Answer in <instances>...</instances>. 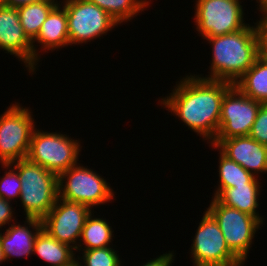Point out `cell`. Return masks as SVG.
<instances>
[{"label":"cell","mask_w":267,"mask_h":266,"mask_svg":"<svg viewBox=\"0 0 267 266\" xmlns=\"http://www.w3.org/2000/svg\"><path fill=\"white\" fill-rule=\"evenodd\" d=\"M10 204V201L0 197V228L6 223L9 225L10 221H14L12 220L14 211H12Z\"/></svg>","instance_id":"cell-28"},{"label":"cell","mask_w":267,"mask_h":266,"mask_svg":"<svg viewBox=\"0 0 267 266\" xmlns=\"http://www.w3.org/2000/svg\"><path fill=\"white\" fill-rule=\"evenodd\" d=\"M39 1H42V0H6L4 4L12 8H19L21 6L39 2Z\"/></svg>","instance_id":"cell-30"},{"label":"cell","mask_w":267,"mask_h":266,"mask_svg":"<svg viewBox=\"0 0 267 266\" xmlns=\"http://www.w3.org/2000/svg\"><path fill=\"white\" fill-rule=\"evenodd\" d=\"M73 250L72 247L60 243L42 228L35 238L33 253L51 266H70L77 259Z\"/></svg>","instance_id":"cell-18"},{"label":"cell","mask_w":267,"mask_h":266,"mask_svg":"<svg viewBox=\"0 0 267 266\" xmlns=\"http://www.w3.org/2000/svg\"><path fill=\"white\" fill-rule=\"evenodd\" d=\"M91 209L81 203L69 202L58 197L55 205L42 219L43 229L60 243L77 251L82 229Z\"/></svg>","instance_id":"cell-12"},{"label":"cell","mask_w":267,"mask_h":266,"mask_svg":"<svg viewBox=\"0 0 267 266\" xmlns=\"http://www.w3.org/2000/svg\"><path fill=\"white\" fill-rule=\"evenodd\" d=\"M80 149L79 141L69 135L34 128L26 158L59 176L78 164Z\"/></svg>","instance_id":"cell-4"},{"label":"cell","mask_w":267,"mask_h":266,"mask_svg":"<svg viewBox=\"0 0 267 266\" xmlns=\"http://www.w3.org/2000/svg\"><path fill=\"white\" fill-rule=\"evenodd\" d=\"M102 10L106 11L119 25L130 21L145 7L149 6L146 0H89ZM127 20V21H126Z\"/></svg>","instance_id":"cell-23"},{"label":"cell","mask_w":267,"mask_h":266,"mask_svg":"<svg viewBox=\"0 0 267 266\" xmlns=\"http://www.w3.org/2000/svg\"><path fill=\"white\" fill-rule=\"evenodd\" d=\"M174 255L172 252L165 253L163 255L158 256L155 259L149 260L147 263L142 266H171L174 261Z\"/></svg>","instance_id":"cell-29"},{"label":"cell","mask_w":267,"mask_h":266,"mask_svg":"<svg viewBox=\"0 0 267 266\" xmlns=\"http://www.w3.org/2000/svg\"><path fill=\"white\" fill-rule=\"evenodd\" d=\"M58 3L48 14L41 30L32 43L43 45V51L55 50L69 45L68 20L65 7ZM46 48V49H45Z\"/></svg>","instance_id":"cell-16"},{"label":"cell","mask_w":267,"mask_h":266,"mask_svg":"<svg viewBox=\"0 0 267 266\" xmlns=\"http://www.w3.org/2000/svg\"><path fill=\"white\" fill-rule=\"evenodd\" d=\"M70 266H80V264L78 263V260H76L73 264H71Z\"/></svg>","instance_id":"cell-33"},{"label":"cell","mask_w":267,"mask_h":266,"mask_svg":"<svg viewBox=\"0 0 267 266\" xmlns=\"http://www.w3.org/2000/svg\"><path fill=\"white\" fill-rule=\"evenodd\" d=\"M65 3V4H64ZM68 20L69 45L100 38L118 23L89 0H64Z\"/></svg>","instance_id":"cell-11"},{"label":"cell","mask_w":267,"mask_h":266,"mask_svg":"<svg viewBox=\"0 0 267 266\" xmlns=\"http://www.w3.org/2000/svg\"><path fill=\"white\" fill-rule=\"evenodd\" d=\"M34 45L24 33L17 8L0 3V49L16 56L32 73L40 59Z\"/></svg>","instance_id":"cell-13"},{"label":"cell","mask_w":267,"mask_h":266,"mask_svg":"<svg viewBox=\"0 0 267 266\" xmlns=\"http://www.w3.org/2000/svg\"><path fill=\"white\" fill-rule=\"evenodd\" d=\"M219 185L213 196L217 198L226 188L234 185H245V183H259L258 177H254L241 165L229 159L220 151L219 158Z\"/></svg>","instance_id":"cell-21"},{"label":"cell","mask_w":267,"mask_h":266,"mask_svg":"<svg viewBox=\"0 0 267 266\" xmlns=\"http://www.w3.org/2000/svg\"><path fill=\"white\" fill-rule=\"evenodd\" d=\"M234 85L244 95L267 104V62L258 57Z\"/></svg>","instance_id":"cell-19"},{"label":"cell","mask_w":267,"mask_h":266,"mask_svg":"<svg viewBox=\"0 0 267 266\" xmlns=\"http://www.w3.org/2000/svg\"><path fill=\"white\" fill-rule=\"evenodd\" d=\"M57 4V0H42L17 8L21 26L31 41L37 37L48 14Z\"/></svg>","instance_id":"cell-20"},{"label":"cell","mask_w":267,"mask_h":266,"mask_svg":"<svg viewBox=\"0 0 267 266\" xmlns=\"http://www.w3.org/2000/svg\"><path fill=\"white\" fill-rule=\"evenodd\" d=\"M5 261H6V259H5V256H4V252L1 249V245H0V263L2 264V262H5Z\"/></svg>","instance_id":"cell-32"},{"label":"cell","mask_w":267,"mask_h":266,"mask_svg":"<svg viewBox=\"0 0 267 266\" xmlns=\"http://www.w3.org/2000/svg\"><path fill=\"white\" fill-rule=\"evenodd\" d=\"M259 184L245 183V185H234L232 188H226L217 199L226 206L256 217L263 224L264 218L256 212L259 207Z\"/></svg>","instance_id":"cell-17"},{"label":"cell","mask_w":267,"mask_h":266,"mask_svg":"<svg viewBox=\"0 0 267 266\" xmlns=\"http://www.w3.org/2000/svg\"><path fill=\"white\" fill-rule=\"evenodd\" d=\"M81 259L84 261V266H121V261L117 252L110 246L97 248L92 250H84ZM80 266H83L78 261Z\"/></svg>","instance_id":"cell-24"},{"label":"cell","mask_w":267,"mask_h":266,"mask_svg":"<svg viewBox=\"0 0 267 266\" xmlns=\"http://www.w3.org/2000/svg\"><path fill=\"white\" fill-rule=\"evenodd\" d=\"M21 180L20 200L26 218L42 220L59 197L58 175L27 158L10 163Z\"/></svg>","instance_id":"cell-3"},{"label":"cell","mask_w":267,"mask_h":266,"mask_svg":"<svg viewBox=\"0 0 267 266\" xmlns=\"http://www.w3.org/2000/svg\"><path fill=\"white\" fill-rule=\"evenodd\" d=\"M249 136L259 143L267 145V104L260 106Z\"/></svg>","instance_id":"cell-26"},{"label":"cell","mask_w":267,"mask_h":266,"mask_svg":"<svg viewBox=\"0 0 267 266\" xmlns=\"http://www.w3.org/2000/svg\"><path fill=\"white\" fill-rule=\"evenodd\" d=\"M58 183L59 198L84 204L90 209L114 198L113 189L106 179L79 163L62 172L58 176Z\"/></svg>","instance_id":"cell-5"},{"label":"cell","mask_w":267,"mask_h":266,"mask_svg":"<svg viewBox=\"0 0 267 266\" xmlns=\"http://www.w3.org/2000/svg\"><path fill=\"white\" fill-rule=\"evenodd\" d=\"M212 44L211 72L205 79L220 80L233 85L258 58L255 26L249 24L240 31L204 38Z\"/></svg>","instance_id":"cell-2"},{"label":"cell","mask_w":267,"mask_h":266,"mask_svg":"<svg viewBox=\"0 0 267 266\" xmlns=\"http://www.w3.org/2000/svg\"><path fill=\"white\" fill-rule=\"evenodd\" d=\"M215 148L229 159L241 165L254 177L267 172V145L261 144L250 136L223 139Z\"/></svg>","instance_id":"cell-14"},{"label":"cell","mask_w":267,"mask_h":266,"mask_svg":"<svg viewBox=\"0 0 267 266\" xmlns=\"http://www.w3.org/2000/svg\"><path fill=\"white\" fill-rule=\"evenodd\" d=\"M257 3H260L259 4V7L258 9H261L259 10L263 16H267V0H256ZM259 1V2H258Z\"/></svg>","instance_id":"cell-31"},{"label":"cell","mask_w":267,"mask_h":266,"mask_svg":"<svg viewBox=\"0 0 267 266\" xmlns=\"http://www.w3.org/2000/svg\"><path fill=\"white\" fill-rule=\"evenodd\" d=\"M195 23L203 38L231 34L244 29L239 0H196Z\"/></svg>","instance_id":"cell-8"},{"label":"cell","mask_w":267,"mask_h":266,"mask_svg":"<svg viewBox=\"0 0 267 266\" xmlns=\"http://www.w3.org/2000/svg\"><path fill=\"white\" fill-rule=\"evenodd\" d=\"M3 168L9 170L0 179V197L11 202L13 198L20 197L21 180L18 172L11 168L10 164H3Z\"/></svg>","instance_id":"cell-25"},{"label":"cell","mask_w":267,"mask_h":266,"mask_svg":"<svg viewBox=\"0 0 267 266\" xmlns=\"http://www.w3.org/2000/svg\"><path fill=\"white\" fill-rule=\"evenodd\" d=\"M25 222L27 226L26 223L25 226L11 224L5 233H0V245L6 260L12 256L22 257L33 254L34 241L43 224L42 220L35 218H26ZM31 227L33 231L30 230Z\"/></svg>","instance_id":"cell-15"},{"label":"cell","mask_w":267,"mask_h":266,"mask_svg":"<svg viewBox=\"0 0 267 266\" xmlns=\"http://www.w3.org/2000/svg\"><path fill=\"white\" fill-rule=\"evenodd\" d=\"M233 86L220 80L199 75L180 80L161 104L184 122L191 130L212 143L219 131L223 96Z\"/></svg>","instance_id":"cell-1"},{"label":"cell","mask_w":267,"mask_h":266,"mask_svg":"<svg viewBox=\"0 0 267 266\" xmlns=\"http://www.w3.org/2000/svg\"><path fill=\"white\" fill-rule=\"evenodd\" d=\"M261 105L233 85L223 96L219 131L211 145L216 147L223 139L249 136Z\"/></svg>","instance_id":"cell-10"},{"label":"cell","mask_w":267,"mask_h":266,"mask_svg":"<svg viewBox=\"0 0 267 266\" xmlns=\"http://www.w3.org/2000/svg\"><path fill=\"white\" fill-rule=\"evenodd\" d=\"M32 112L18 103L0 115V162L10 164L27 157L35 128Z\"/></svg>","instance_id":"cell-7"},{"label":"cell","mask_w":267,"mask_h":266,"mask_svg":"<svg viewBox=\"0 0 267 266\" xmlns=\"http://www.w3.org/2000/svg\"><path fill=\"white\" fill-rule=\"evenodd\" d=\"M194 266H243L229 249L215 219L205 211L191 244Z\"/></svg>","instance_id":"cell-9"},{"label":"cell","mask_w":267,"mask_h":266,"mask_svg":"<svg viewBox=\"0 0 267 266\" xmlns=\"http://www.w3.org/2000/svg\"><path fill=\"white\" fill-rule=\"evenodd\" d=\"M109 225V222L107 223L105 219L93 218L91 211L85 220L80 238V243L83 241L85 247L82 248L79 244L77 250H92L109 246L111 240H113V230Z\"/></svg>","instance_id":"cell-22"},{"label":"cell","mask_w":267,"mask_h":266,"mask_svg":"<svg viewBox=\"0 0 267 266\" xmlns=\"http://www.w3.org/2000/svg\"><path fill=\"white\" fill-rule=\"evenodd\" d=\"M218 223L229 249L243 262L262 223L254 216L222 204L213 198L206 210Z\"/></svg>","instance_id":"cell-6"},{"label":"cell","mask_w":267,"mask_h":266,"mask_svg":"<svg viewBox=\"0 0 267 266\" xmlns=\"http://www.w3.org/2000/svg\"><path fill=\"white\" fill-rule=\"evenodd\" d=\"M255 24L258 41V57L267 62V16L262 15L260 21Z\"/></svg>","instance_id":"cell-27"}]
</instances>
